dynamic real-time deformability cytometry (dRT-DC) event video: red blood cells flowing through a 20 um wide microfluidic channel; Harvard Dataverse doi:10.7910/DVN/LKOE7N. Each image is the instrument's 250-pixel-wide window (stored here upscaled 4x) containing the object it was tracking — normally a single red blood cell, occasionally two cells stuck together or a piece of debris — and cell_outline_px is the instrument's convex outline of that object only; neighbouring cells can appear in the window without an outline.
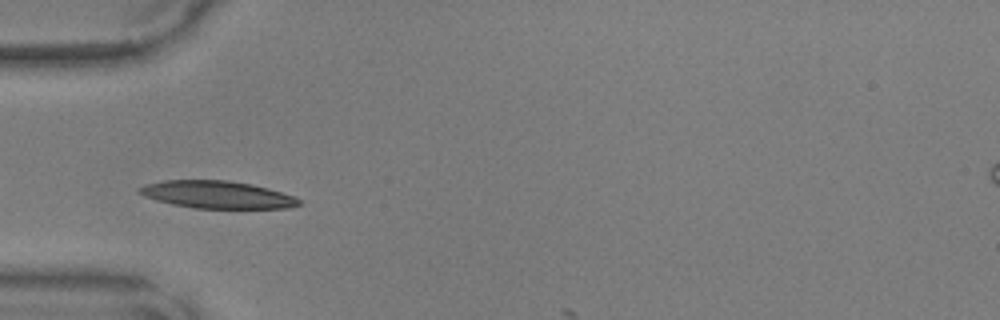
{"species": "common noctule bat (a hibernating species)", "species_latin": "Nyctalus noctula", "temperature_condition": "warm", "stored_images_in_passage": 4, "camera_frame_rate_fps": 3000, "um_per_image_px": 0.085, "animal": {"sex": "male", "body_mass_g": 17.9, "forearm_length_mm": 54.2}, "frame": {"image": 1, "passage_image": 2, "time_ms": 0.333, "image_size_px": [1000, 320], "cell_outline_px": [[304, 204], [288, 208], [192, 208], [172, 204], [156, 200], [144, 196], [136, 192], [136, 188], [144, 184], [164, 180], [228, 180], [252, 184], [268, 188], [292, 196], [300, 200]], "centroid_in_image_um": [18.41, 16.54], "position_along_channel_um": 66.6, "area_um2": 25.66}}